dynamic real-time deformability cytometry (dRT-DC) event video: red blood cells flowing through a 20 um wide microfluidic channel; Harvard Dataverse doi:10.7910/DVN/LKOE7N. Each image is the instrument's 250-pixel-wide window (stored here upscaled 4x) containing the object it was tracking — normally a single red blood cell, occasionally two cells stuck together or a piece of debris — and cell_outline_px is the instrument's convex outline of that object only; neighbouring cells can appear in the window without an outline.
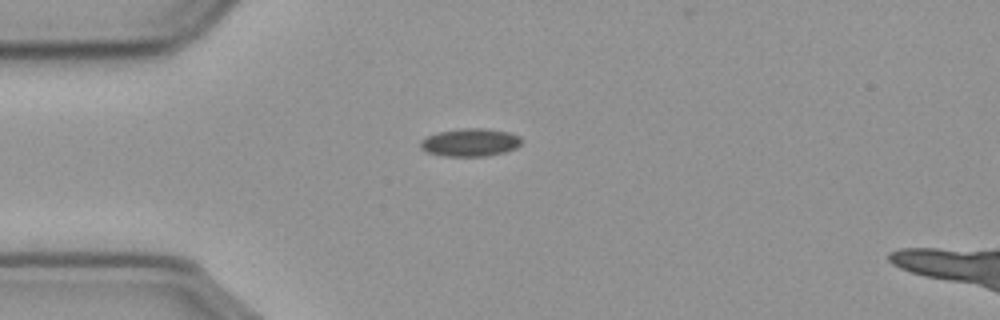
{"species": "common noctule bat (a hibernating species)", "species_latin": "Nyctalus noctula", "temperature_condition": "cold", "stored_images_in_passage": 36, "camera_frame_rate_fps": 3000, "um_per_image_px": 0.085, "animal": {"sex": "male", "body_mass_g": 23.1, "forearm_length_mm": 52.7}, "frame": {"image": 1, "passage_image": 1, "time_ms": 0.0, "image_size_px": [1000, 320], "cell_outline_px": [[524, 140], [516, 148], [504, 152], [488, 156], [444, 156], [428, 152], [420, 148], [420, 140], [428, 136], [440, 132], [460, 128], [488, 128], [508, 132], [520, 136]], "centroid_in_image_um": [40.0, 12.1], "position_along_channel_um": 45.0, "area_um2": 16.53}}
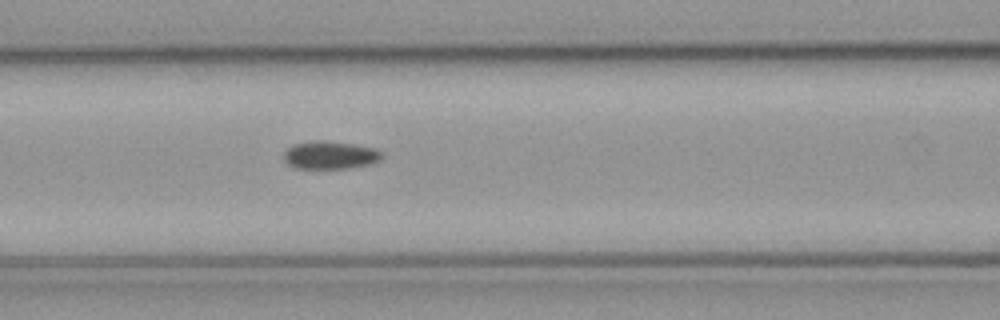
{"frame": {"image": 2, "passage_image": 10, "time_ms": 3.0, "image_size_px": [1000, 320], "cell_outline_px": [[384, 156], [380, 160], [372, 164], [352, 168], [296, 168], [288, 164], [284, 160], [284, 152], [292, 144], [316, 140], [320, 140], [352, 144], [376, 148]], "centroid_in_image_um": [28.08, 13.19], "position_along_channel_um": 138.5, "area_um2": 16.01}}
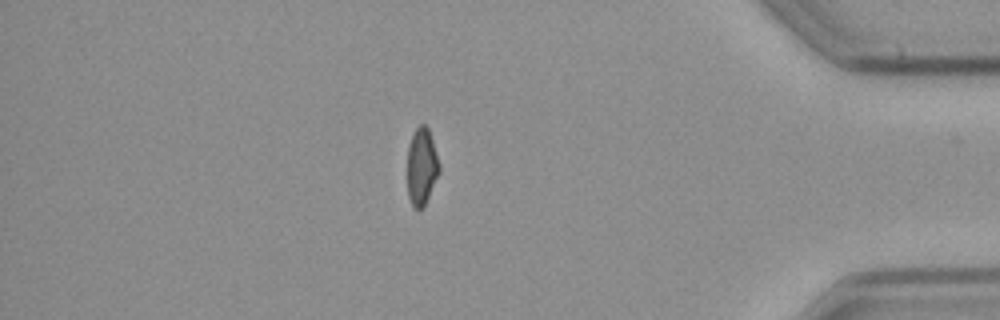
{"frame": {"image": 3, "passage_image": 35, "time_ms": 11.333, "image_size_px": [1000, 320], "cell_outline_px": [[440, 172], [424, 208], [416, 208], [412, 204], [408, 196], [408, 148], [412, 132], [420, 124], [424, 124], [428, 128], [440, 164]], "centroid_in_image_um": [35.85, 14.16], "position_along_channel_um": 399.3, "area_um2": 14.39}, "authors_computed_cell_mechanics": {"area_um2": 16.0106, "velocity_mm_per_s": 3.6272, "shape_relaxation_time_tau1_ms": null, "shape_relaxation_time_tau2_ms": 7.0436, "deformation_change_tau1": null, "deformation_change_tau2": 0.116}}